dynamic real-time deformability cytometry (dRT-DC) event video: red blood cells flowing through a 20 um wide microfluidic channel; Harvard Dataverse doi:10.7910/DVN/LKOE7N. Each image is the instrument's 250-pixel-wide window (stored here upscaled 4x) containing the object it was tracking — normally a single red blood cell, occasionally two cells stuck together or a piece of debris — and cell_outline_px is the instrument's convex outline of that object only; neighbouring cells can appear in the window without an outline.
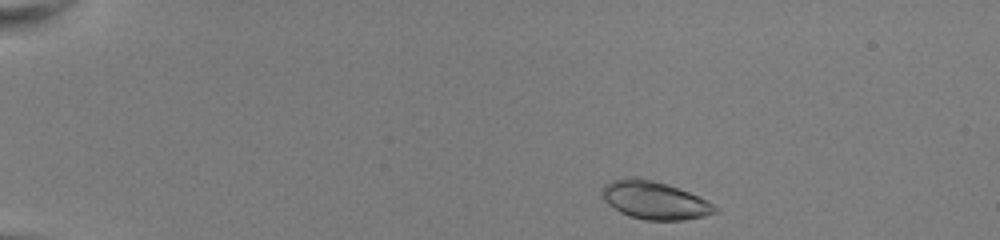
{"species": "common noctule bat (a hibernating species)", "species_latin": "Nyctalus noctula", "temperature_condition": "room temperature", "stored_images_in_passage": 44, "camera_frame_rate_fps": 3000, "um_per_image_px": 0.085, "animal": {"sex": "female", "body_mass_g": 22.0, "forearm_length_mm": 56.7}, "frame": {"image": 1, "passage_image": 2, "time_ms": 0.333, "image_size_px": [1000, 240], "cell_outline_px": [[720, 212], [704, 216], [684, 220], [644, 220], [628, 216], [620, 212], [608, 204], [600, 196], [604, 184], [612, 180], [628, 176], [632, 176], [652, 180], [668, 184], [688, 192], [720, 208]], "centroid_in_image_um": [55.6, 17.02], "position_along_channel_um": 29.4, "area_um2": 25.14}}
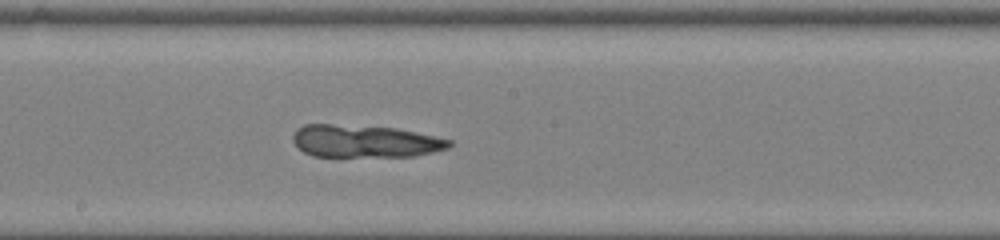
{"frame": {"image": 2, "passage_image": 23, "time_ms": 7.333, "image_size_px": [1000, 240], "cell_outline_px": [[452, 144], [448, 148], [416, 156], [312, 156], [304, 152], [292, 140], [292, 136], [304, 124], [328, 124], [396, 128], [452, 140]], "centroid_in_image_um": [31.02, 12.01], "position_along_channel_um": 217.2, "area_um2": 29.25}}
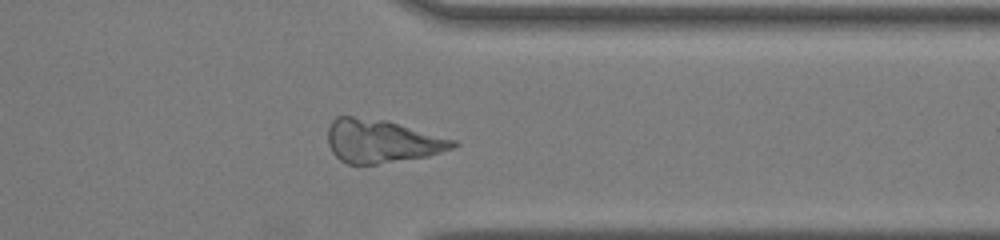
{"frame": {"image": 3, "passage_image": 35, "time_ms": 11.333, "image_size_px": [1000, 240], "cell_outline_px": [[460, 144], [452, 148], [428, 156], [376, 164], [348, 164], [340, 160], [332, 152], [328, 144], [328, 128], [332, 120], [336, 116], [352, 116], [388, 120], [456, 140]], "centroid_in_image_um": [32.43, 11.98], "position_along_channel_um": 379.0, "area_um2": 31.67}}